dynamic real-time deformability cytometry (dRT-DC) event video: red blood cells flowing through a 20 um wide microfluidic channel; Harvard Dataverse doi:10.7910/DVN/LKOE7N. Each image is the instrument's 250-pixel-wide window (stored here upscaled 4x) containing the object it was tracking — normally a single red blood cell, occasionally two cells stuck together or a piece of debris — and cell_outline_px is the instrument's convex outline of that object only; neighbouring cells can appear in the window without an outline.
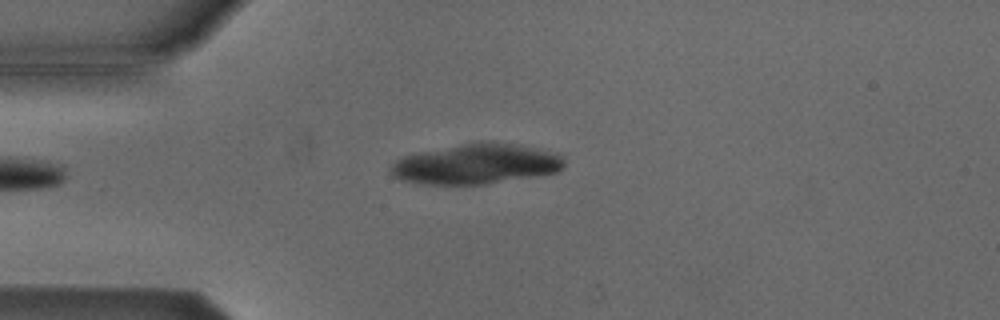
{"species": "Egyptian fruit bat (a non-hibernating species)", "species_latin": "Rousettus aegyptiacus", "temperature_condition": "cold", "stored_images_in_passage": 37, "camera_frame_rate_fps": 3000, "um_per_image_px": 0.085, "animal": {"sex": "male"}, "frame": {"image": 1, "passage_image": 1, "time_ms": 0.0, "image_size_px": [1000, 320], "cell_outline_px": [[564, 168], [560, 172], [484, 184], [424, 184], [404, 180], [392, 176], [392, 164], [396, 160], [404, 156], [464, 144], [520, 144], [560, 152], [564, 156]], "centroid_in_image_um": [40.6, 13.96], "position_along_channel_um": 44.4, "area_um2": 39.82}}